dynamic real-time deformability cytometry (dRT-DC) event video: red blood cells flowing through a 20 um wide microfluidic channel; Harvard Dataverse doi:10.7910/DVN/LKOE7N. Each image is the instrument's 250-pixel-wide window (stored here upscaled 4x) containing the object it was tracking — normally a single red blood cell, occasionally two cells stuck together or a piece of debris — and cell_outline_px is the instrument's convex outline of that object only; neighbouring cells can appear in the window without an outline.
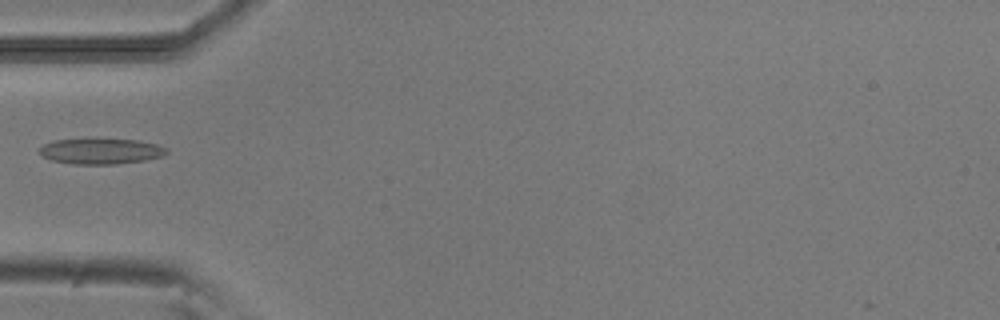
{"species": "common noctule bat (a hibernating species)", "species_latin": "Nyctalus noctula", "temperature_condition": "room temperature", "stored_images_in_passage": 37, "camera_frame_rate_fps": 3000, "um_per_image_px": 0.085, "animal": {"sex": "male", "body_mass_g": 20.5, "forearm_length_mm": 52.5}, "frame": {"image": 1, "passage_image": 1, "time_ms": 0.0, "image_size_px": [1000, 320], "cell_outline_px": [[168, 152], [164, 156], [144, 160], [116, 164], [72, 164], [52, 160], [40, 156], [40, 148], [44, 144], [52, 140], [136, 140], [156, 144], [168, 148]], "centroid_in_image_um": [8.58, 12.87], "position_along_channel_um": 76.4, "area_um2": 18.73}}
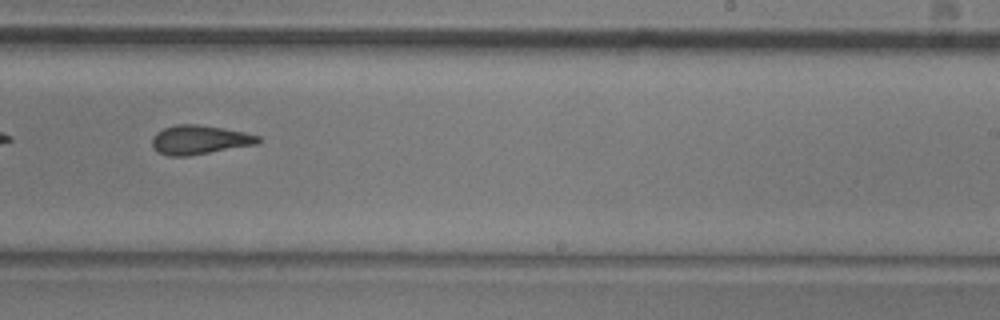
{"frame": {"image": 2, "passage_image": 16, "time_ms": 5.0, "image_size_px": [1000, 320], "cell_outline_px": [[260, 144], [188, 156], [168, 156], [156, 152], [152, 148], [152, 140], [156, 132], [164, 128], [176, 124], [196, 124], [224, 128], [244, 132], [260, 136]], "centroid_in_image_um": [16.96, 11.89], "position_along_channel_um": 272.0, "area_um2": 18.21}}
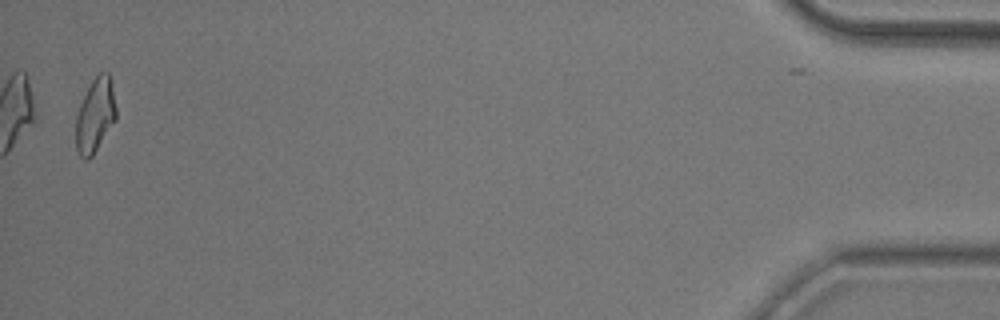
{"frame": {"image": 3, "passage_image": 35, "time_ms": 11.333, "image_size_px": [1000, 320], "cell_outline_px": [[116, 120], [92, 156], [88, 160], [84, 160], [80, 156], [76, 148], [76, 116], [80, 104], [92, 80], [100, 72], [108, 72], [112, 88], [116, 108]], "centroid_in_image_um": [8.09, 9.83], "position_along_channel_um": 427.1, "area_um2": 17.22}}